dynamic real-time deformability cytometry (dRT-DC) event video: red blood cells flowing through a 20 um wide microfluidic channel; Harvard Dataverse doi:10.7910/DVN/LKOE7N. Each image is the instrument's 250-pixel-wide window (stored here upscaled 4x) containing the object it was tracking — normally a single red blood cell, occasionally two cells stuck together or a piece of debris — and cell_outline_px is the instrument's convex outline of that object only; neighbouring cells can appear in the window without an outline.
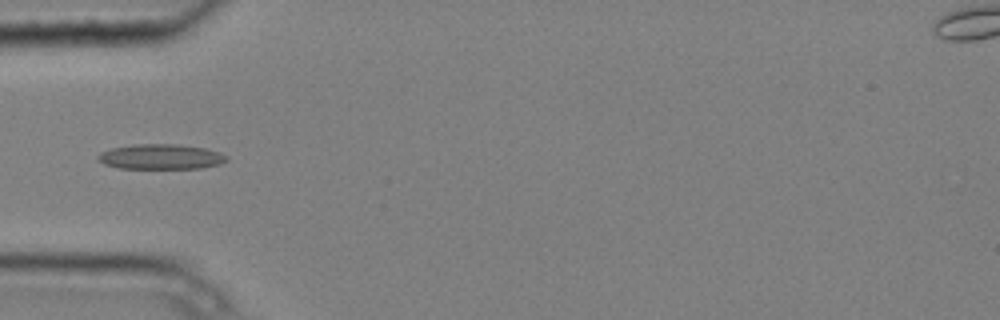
{"species": "common noctule bat (a hibernating species)", "species_latin": "Nyctalus noctula", "temperature_condition": "cold", "stored_images_in_passage": 3, "camera_frame_rate_fps": 3000, "um_per_image_px": 0.085, "animal": {"sex": "male", "body_mass_g": 20.4}, "frame": {"image": 1, "passage_image": 3, "time_ms": 0.667, "image_size_px": [1000, 320], "cell_outline_px": [[228, 160], [220, 164], [200, 168], [120, 168], [104, 164], [96, 156], [100, 152], [112, 148], [136, 144], [176, 144], [204, 148], [220, 152], [228, 156]], "centroid_in_image_um": [13.69, 13.32], "position_along_channel_um": 71.3, "area_um2": 18.73}}